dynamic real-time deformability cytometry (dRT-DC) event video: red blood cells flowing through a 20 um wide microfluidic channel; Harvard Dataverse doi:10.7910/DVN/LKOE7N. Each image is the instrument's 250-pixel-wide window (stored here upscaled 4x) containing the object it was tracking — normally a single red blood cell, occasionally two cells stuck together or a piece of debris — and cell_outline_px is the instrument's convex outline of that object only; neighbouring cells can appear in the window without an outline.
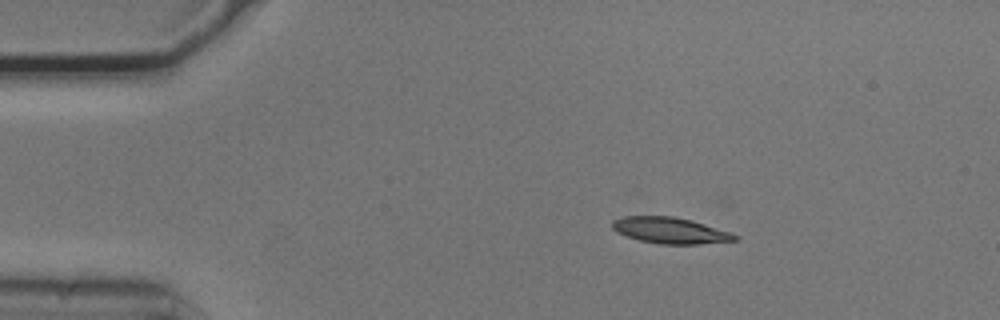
{"species": "common noctule bat (a hibernating species)", "species_latin": "Nyctalus noctula", "temperature_condition": "cold", "stored_images_in_passage": 46, "camera_frame_rate_fps": 3000, "um_per_image_px": 0.085, "animal": {"sex": "male", "body_mass_g": 20.5, "forearm_length_mm": 52.5}, "frame": {"image": 1, "passage_image": 1, "time_ms": 0.0, "image_size_px": [1000, 320], "cell_outline_px": [[740, 240], [700, 244], [660, 244], [640, 240], [616, 232], [612, 228], [612, 220], [624, 216], [672, 216], [692, 220], [732, 232], [740, 236]], "centroid_in_image_um": [57.02, 19.59], "position_along_channel_um": 28.0, "area_um2": 18.84}}
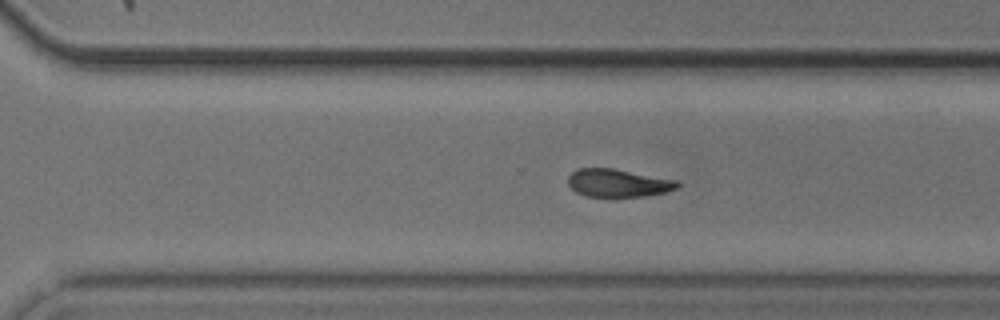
{"frame": {"image": 2, "passage_image": 29, "time_ms": 9.333, "image_size_px": [1000, 320], "cell_outline_px": [[680, 184], [676, 188], [664, 192], [644, 196], [584, 196], [576, 192], [568, 184], [568, 176], [576, 168], [612, 168], [676, 180]], "centroid_in_image_um": [52.49, 15.54], "position_along_channel_um": 318.1, "area_um2": 17.57}}
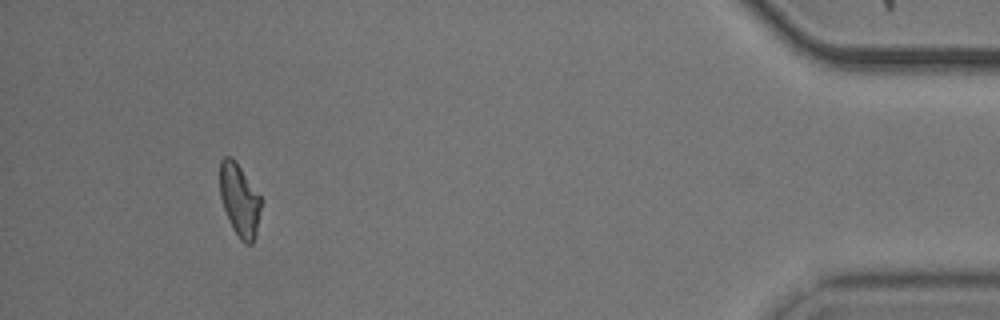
{"frame": {"image": 3, "passage_image": 42, "time_ms": 13.667, "image_size_px": [1000, 320], "cell_outline_px": [[260, 208], [256, 236], [252, 244], [244, 244], [240, 240], [232, 228], [228, 220], [220, 196], [220, 160], [224, 156], [232, 156], [236, 160], [260, 196]], "centroid_in_image_um": [20.34, 17.0], "position_along_channel_um": 414.9, "area_um2": 17.46}, "authors_computed_cell_mechanics": {"area_um2": 18.6983, "velocity_mm_per_s": 3.7303, "shape_relaxation_time_tau1_ms": 3.777, "shape_relaxation_time_tau2_ms": 2.1787, "deformation_change_tau1": 0.1275, "deformation_change_tau2": 0.0761}}